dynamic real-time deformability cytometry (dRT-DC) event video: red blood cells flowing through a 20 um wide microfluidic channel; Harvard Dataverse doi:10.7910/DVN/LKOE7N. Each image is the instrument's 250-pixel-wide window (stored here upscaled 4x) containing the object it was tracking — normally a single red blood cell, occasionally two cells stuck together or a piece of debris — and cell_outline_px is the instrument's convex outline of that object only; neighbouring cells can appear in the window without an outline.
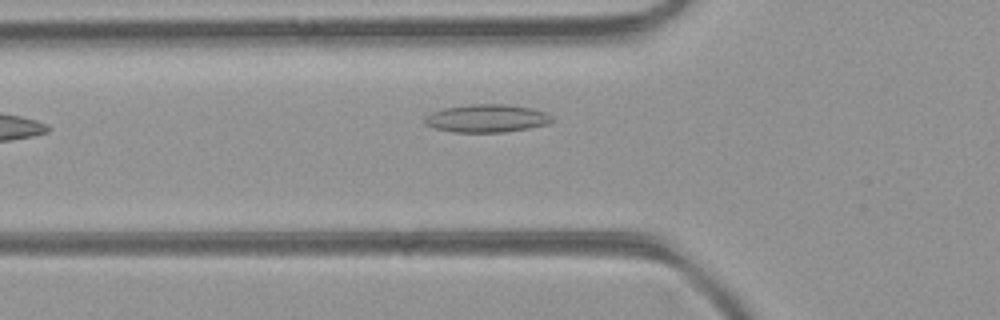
{"species": "common noctule bat (a hibernating species)", "species_latin": "Nyctalus noctula", "temperature_condition": "room temperature", "stored_images_in_passage": 27, "camera_frame_rate_fps": 3000, "um_per_image_px": 0.085, "animal": {"sex": "female", "body_mass_g": 21.9}, "frame": {"image": 1, "passage_image": 4, "time_ms": 1.0, "image_size_px": [1000, 320], "cell_outline_px": [[556, 120], [548, 124], [528, 128], [504, 132], [452, 132], [436, 128], [424, 124], [424, 120], [432, 112], [444, 108], [468, 104], [508, 104], [532, 108], [548, 112]], "centroid_in_image_um": [41.44, 10.05], "position_along_channel_um": 84.4, "area_um2": 20.87}}
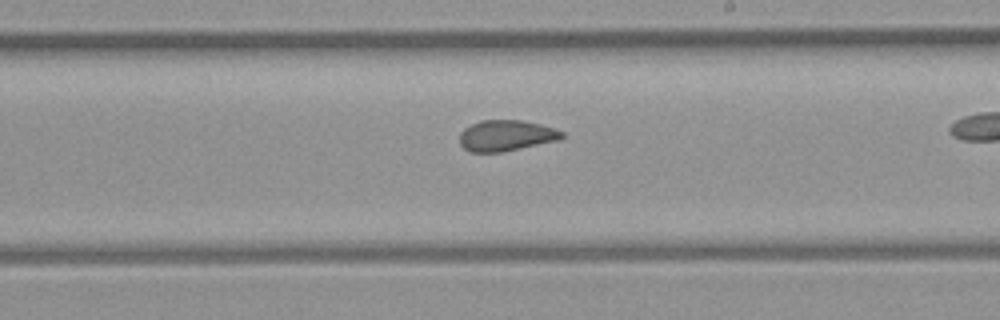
{"frame": {"image": 2, "passage_image": 12, "time_ms": 3.667, "image_size_px": [1000, 320], "cell_outline_px": [[564, 136], [560, 140], [500, 152], [468, 152], [460, 144], [460, 132], [464, 128], [480, 120], [524, 120], [540, 124], [564, 132]], "centroid_in_image_um": [43.01, 11.52], "position_along_channel_um": 246.0, "area_um2": 18.44}}
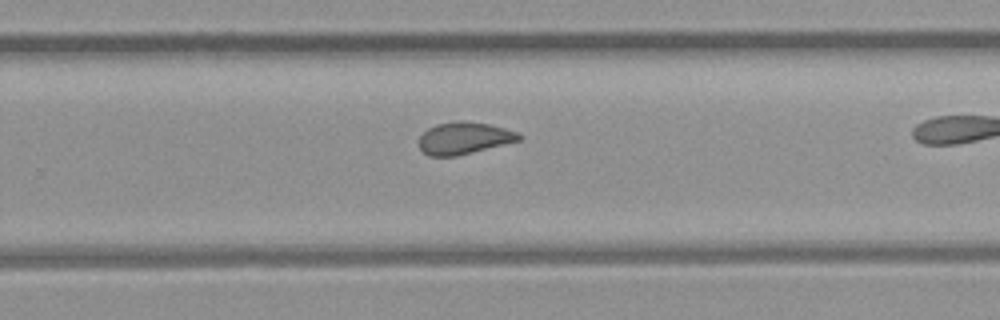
{"frame": {"image": 3, "passage_image": 15, "time_ms": 4.667, "image_size_px": [1000, 320], "cell_outline_px": [[524, 136], [520, 140], [456, 156], [428, 156], [420, 148], [420, 136], [428, 128], [436, 124], [456, 120], [464, 120], [488, 124], [504, 128], [516, 132]], "centroid_in_image_um": [39.44, 11.73], "position_along_channel_um": 290.4, "area_um2": 18.55}, "authors_computed_cell_mechanics": {"area_um2": 19.0162, "velocity_mm_per_s": 4.4638, "shape_relaxation_time_tau1_ms": 3.4234, "shape_relaxation_time_tau2_ms": 0.7847, "deformation_change_tau1": 0.1891, "deformation_change_tau2": 0.0727}}